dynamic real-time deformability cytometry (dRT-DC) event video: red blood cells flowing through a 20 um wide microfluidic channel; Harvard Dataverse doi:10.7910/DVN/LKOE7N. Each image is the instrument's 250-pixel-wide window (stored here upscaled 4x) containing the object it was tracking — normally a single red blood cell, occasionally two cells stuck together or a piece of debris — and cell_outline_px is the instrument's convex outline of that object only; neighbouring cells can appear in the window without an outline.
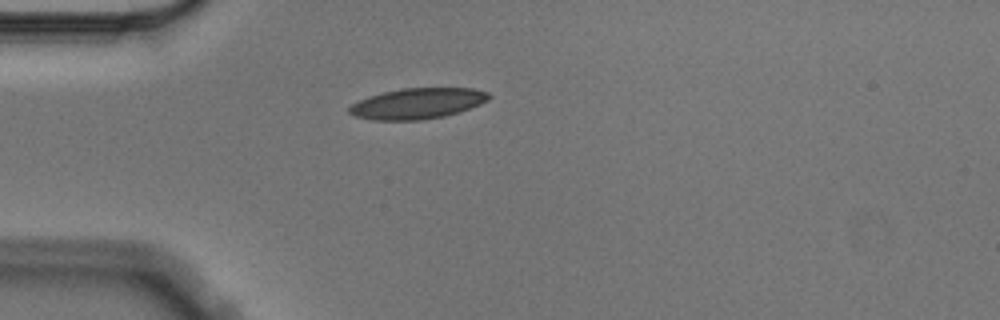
{"species": "Egyptian fruit bat (a non-hibernating species)", "species_latin": "Rousettus aegyptiacus", "temperature_condition": "cold", "stored_images_in_passage": 2, "camera_frame_rate_fps": 3000, "um_per_image_px": 0.085, "animal": {"sex": "male"}, "frame": {"image": 1, "passage_image": 1, "time_ms": 0.0, "image_size_px": [1000, 320], "cell_outline_px": [[492, 96], [488, 100], [480, 104], [444, 116], [420, 120], [372, 120], [356, 116], [348, 112], [348, 108], [352, 104], [368, 96], [400, 88], [472, 88], [488, 92]], "centroid_in_image_um": [35.48, 8.79], "position_along_channel_um": 49.5, "area_um2": 24.85}}